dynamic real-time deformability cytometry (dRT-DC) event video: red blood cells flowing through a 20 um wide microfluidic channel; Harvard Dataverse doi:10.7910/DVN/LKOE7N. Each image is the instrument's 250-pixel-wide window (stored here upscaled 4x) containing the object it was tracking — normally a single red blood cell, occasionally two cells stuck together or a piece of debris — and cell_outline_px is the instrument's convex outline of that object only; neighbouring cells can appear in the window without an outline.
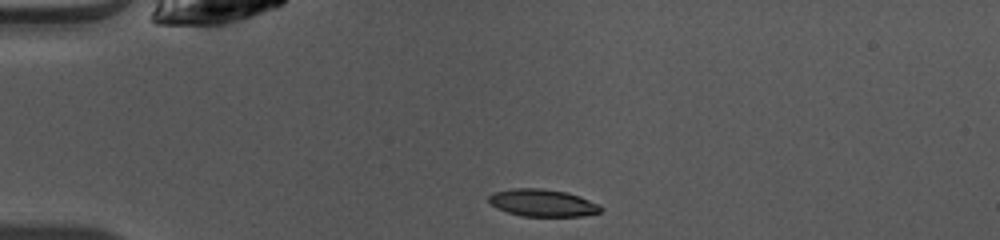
{"species": "common noctule bat (a hibernating species)", "species_latin": "Nyctalus noctula", "temperature_condition": "warm", "stored_images_in_passage": 38, "camera_frame_rate_fps": 3000, "um_per_image_px": 0.085, "animal": {"sex": "female", "body_mass_g": 10.0, "forearm_length_mm": 53.1}, "frame": {"image": 1, "passage_image": 1, "time_ms": 0.0, "image_size_px": [1000, 240], "cell_outline_px": [[604, 208], [600, 212], [580, 216], [524, 216], [508, 212], [496, 208], [488, 200], [488, 196], [496, 192], [512, 188], [540, 188], [568, 192], [580, 196], [600, 204]], "centroid_in_image_um": [46.16, 17.24], "position_along_channel_um": 38.8, "area_um2": 17.8}}
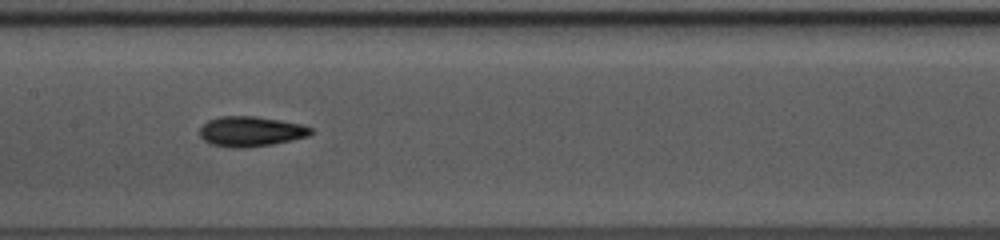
{"frame": {"image": 2, "passage_image": 14, "time_ms": 4.333, "image_size_px": [1000, 240], "cell_outline_px": [[312, 132], [308, 136], [292, 140], [272, 144], [248, 148], [232, 148], [208, 144], [200, 136], [200, 128], [208, 120], [220, 116], [256, 116], [280, 120], [300, 124], [312, 128]], "centroid_in_image_um": [21.29, 11.18], "position_along_channel_um": 186.1, "area_um2": 19.59}}
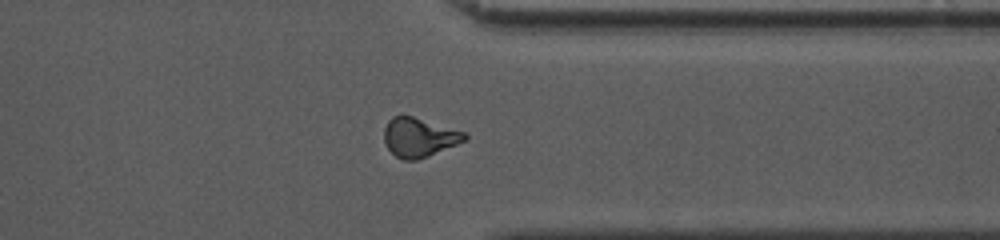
{"frame": {"image": 3, "passage_image": 28, "time_ms": 9.0, "image_size_px": [1000, 240], "cell_outline_px": [[468, 140], [428, 156], [416, 160], [404, 160], [396, 156], [384, 144], [384, 128], [388, 120], [392, 116], [412, 116], [464, 132], [468, 136]], "centroid_in_image_um": [35.62, 11.68], "position_along_channel_um": 375.8, "area_um2": 18.26}, "authors_computed_cell_mechanics": {"area_um2": 18.3804, "velocity_mm_per_s": 4.1008, "shape_relaxation_time_tau1_ms": 3.9435, "shape_relaxation_time_tau2_ms": 2.0846, "deformation_change_tau1": 0.1419, "deformation_change_tau2": 0.09}}